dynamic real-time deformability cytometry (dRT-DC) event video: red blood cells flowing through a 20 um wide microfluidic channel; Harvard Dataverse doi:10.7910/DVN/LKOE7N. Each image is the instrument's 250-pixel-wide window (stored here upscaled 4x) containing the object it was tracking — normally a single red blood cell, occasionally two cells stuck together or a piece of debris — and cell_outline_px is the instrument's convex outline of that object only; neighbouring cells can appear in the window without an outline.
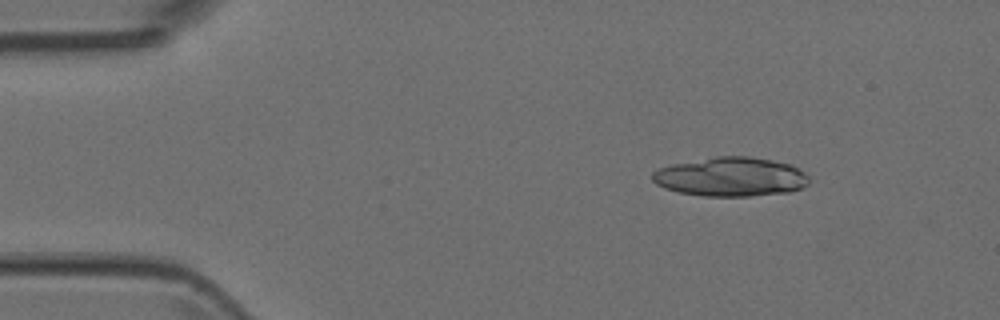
{"species": "Egyptian fruit bat (a non-hibernating species)", "species_latin": "Rousettus aegyptiacus", "temperature_condition": "room temperature", "stored_images_in_passage": 7, "camera_frame_rate_fps": 3000, "um_per_image_px": 0.085, "animal": {"sex": "female"}, "frame": {"image": 1, "passage_image": 2, "time_ms": 0.333, "image_size_px": [1000, 320], "cell_outline_px": [[808, 184], [804, 188], [788, 192], [752, 196], [704, 196], [680, 192], [664, 188], [656, 184], [652, 180], [652, 172], [660, 168], [676, 164], [716, 156], [748, 156], [772, 160], [792, 164], [804, 172], [808, 176]], "centroid_in_image_um": [62.16, 15.03], "position_along_channel_um": 22.8, "area_um2": 35.66}}